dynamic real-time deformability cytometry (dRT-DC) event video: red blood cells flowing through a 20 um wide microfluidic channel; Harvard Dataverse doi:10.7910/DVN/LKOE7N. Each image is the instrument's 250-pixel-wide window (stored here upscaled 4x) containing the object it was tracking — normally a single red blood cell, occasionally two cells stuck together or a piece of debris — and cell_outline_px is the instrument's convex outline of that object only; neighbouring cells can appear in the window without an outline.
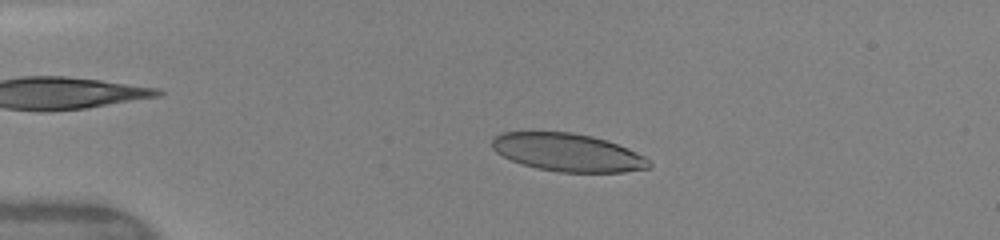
{"species": "human", "species_latin": "Homo sapiens", "temperature_condition": "warm", "stored_images_in_passage": 32, "camera_frame_rate_fps": 3000, "um_per_image_px": 0.085, "donor": {"sex": "female"}, "frame": {"image": 1, "passage_image": 7, "time_ms": 3.333, "image_size_px": [1000, 240], "cell_outline_px": [[652, 168], [624, 172], [560, 172], [536, 168], [512, 160], [496, 152], [492, 148], [492, 140], [496, 136], [504, 132], [528, 128], [572, 132], [592, 136], [608, 140], [628, 148], [644, 156], [652, 164]], "centroid_in_image_um": [48.23, 12.91], "position_along_channel_um": 36.8, "area_um2": 35.66}}
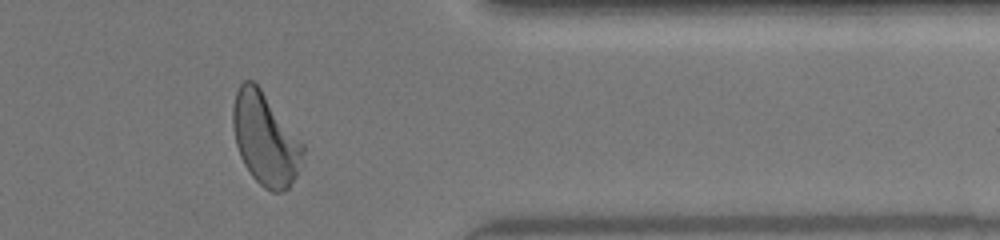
{"frame": {"image": 2, "passage_image": 25, "time_ms": 13.333, "image_size_px": [1000, 240], "cell_outline_px": [[304, 152], [296, 176], [288, 188], [280, 192], [272, 192], [264, 188], [252, 176], [244, 164], [240, 156], [236, 144], [232, 128], [232, 108], [236, 92], [240, 84], [244, 80], [252, 80], [260, 88], [304, 144]], "centroid_in_image_um": [22.53, 11.82], "position_along_channel_um": 388.9, "area_um2": 37.4}}
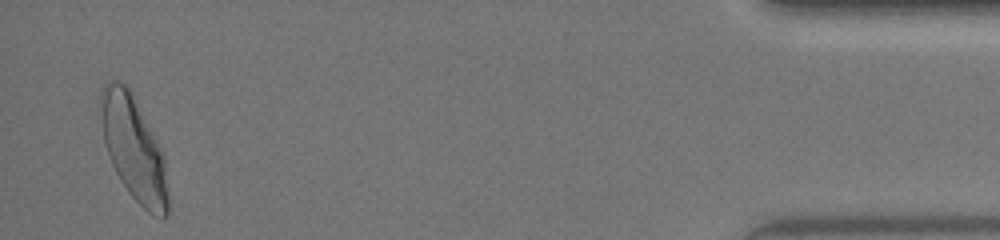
{"frame": {"image": 3, "passage_image": 32, "time_ms": 15.667, "image_size_px": [1000, 240], "cell_outline_px": [[168, 216], [164, 220], [160, 220], [152, 216], [132, 196], [116, 172], [108, 156], [104, 140], [100, 92], [104, 84], [108, 80], [116, 80], [128, 84], [164, 152], [168, 192]], "centroid_in_image_um": [11.41, 12.62], "position_along_channel_um": 423.8, "area_um2": 41.1}, "authors_computed_cell_mechanics": {"area_um2": 36.7319, "velocity_mm_per_s": 4.1073, "shape_relaxation_time_tau1_ms": 3.8222, "shape_relaxation_time_tau2_ms": 0.825, "deformation_change_tau1": 0.1847, "deformation_change_tau2": 0.0721}}